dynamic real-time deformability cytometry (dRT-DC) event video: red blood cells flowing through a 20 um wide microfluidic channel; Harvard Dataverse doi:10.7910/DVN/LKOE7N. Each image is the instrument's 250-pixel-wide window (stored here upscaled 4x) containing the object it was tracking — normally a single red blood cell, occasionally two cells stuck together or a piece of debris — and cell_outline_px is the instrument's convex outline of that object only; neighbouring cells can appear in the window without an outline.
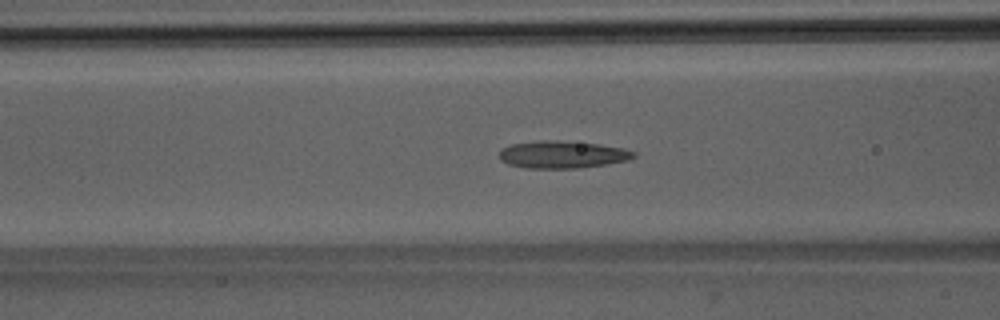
{"species": "Egyptian fruit bat (a non-hibernating species)", "species_latin": "Rousettus aegyptiacus", "temperature_condition": "room temperature", "stored_images_in_passage": 53, "segment_of_instrument_passage": [1, 2], "camera_frame_rate_fps": 3000, "um_per_image_px": 0.085, "animal": {"sex": "male"}, "frame": {"image": 1, "passage_image": 21, "time_ms": 6.667, "image_size_px": [1000, 320], "cell_outline_px": [[636, 156], [632, 160], [608, 164], [580, 168], [524, 168], [508, 164], [500, 160], [500, 152], [504, 148], [512, 144], [536, 140], [556, 140], [600, 144], [624, 148], [636, 152]], "centroid_in_image_um": [47.86, 13.14], "position_along_channel_um": 118.7, "area_um2": 21.68}}
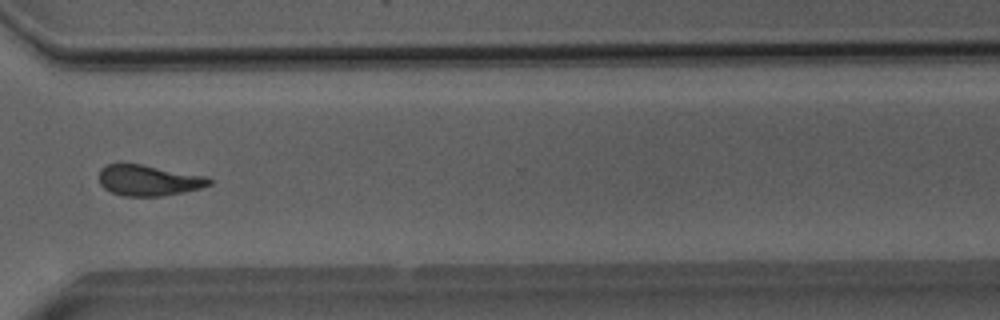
{"frame": {"image": 2, "passage_image": 39, "time_ms": 12.667, "image_size_px": [1000, 320], "cell_outline_px": [[212, 184], [200, 188], [184, 192], [160, 196], [124, 196], [112, 192], [104, 188], [100, 184], [100, 168], [108, 164], [120, 160], [208, 176], [212, 180]], "centroid_in_image_um": [12.61, 15.29], "position_along_channel_um": 358.0, "area_um2": 20.29}}
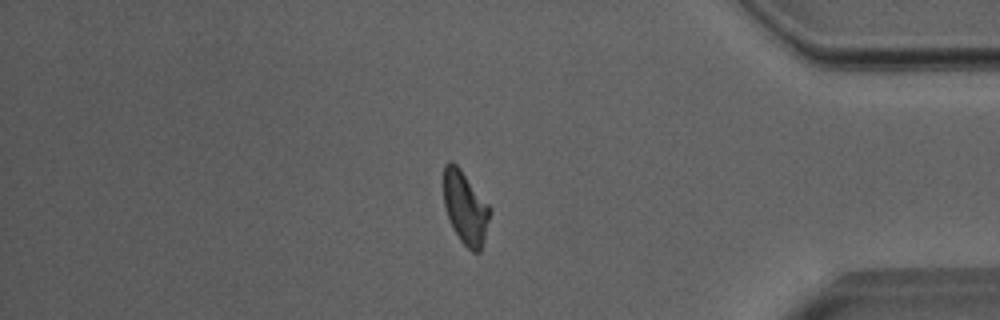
{"frame": {"image": 3, "passage_image": 44, "time_ms": 14.333, "image_size_px": [1000, 320], "cell_outline_px": [[492, 208], [480, 252], [472, 252], [460, 240], [448, 216], [444, 204], [444, 164], [448, 160], [452, 160], [460, 168]], "centroid_in_image_um": [39.56, 17.61], "position_along_channel_um": 395.6, "area_um2": 19.42}}